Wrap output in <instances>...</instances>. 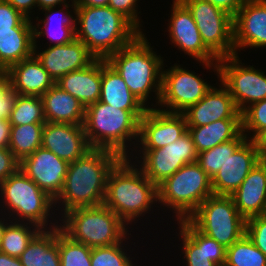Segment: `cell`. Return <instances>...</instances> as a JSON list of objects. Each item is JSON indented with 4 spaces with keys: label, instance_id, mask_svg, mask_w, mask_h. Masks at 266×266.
<instances>
[{
    "label": "cell",
    "instance_id": "cell-40",
    "mask_svg": "<svg viewBox=\"0 0 266 266\" xmlns=\"http://www.w3.org/2000/svg\"><path fill=\"white\" fill-rule=\"evenodd\" d=\"M12 28H34L31 20L16 10L7 0H0V32Z\"/></svg>",
    "mask_w": 266,
    "mask_h": 266
},
{
    "label": "cell",
    "instance_id": "cell-39",
    "mask_svg": "<svg viewBox=\"0 0 266 266\" xmlns=\"http://www.w3.org/2000/svg\"><path fill=\"white\" fill-rule=\"evenodd\" d=\"M266 129V99L255 102L242 112V132H253L250 138L254 140Z\"/></svg>",
    "mask_w": 266,
    "mask_h": 266
},
{
    "label": "cell",
    "instance_id": "cell-36",
    "mask_svg": "<svg viewBox=\"0 0 266 266\" xmlns=\"http://www.w3.org/2000/svg\"><path fill=\"white\" fill-rule=\"evenodd\" d=\"M8 119L11 125L45 123L42 98L22 96L15 93V101Z\"/></svg>",
    "mask_w": 266,
    "mask_h": 266
},
{
    "label": "cell",
    "instance_id": "cell-19",
    "mask_svg": "<svg viewBox=\"0 0 266 266\" xmlns=\"http://www.w3.org/2000/svg\"><path fill=\"white\" fill-rule=\"evenodd\" d=\"M41 146L68 163L78 160L92 149L83 125L54 122H45Z\"/></svg>",
    "mask_w": 266,
    "mask_h": 266
},
{
    "label": "cell",
    "instance_id": "cell-1",
    "mask_svg": "<svg viewBox=\"0 0 266 266\" xmlns=\"http://www.w3.org/2000/svg\"><path fill=\"white\" fill-rule=\"evenodd\" d=\"M122 157L108 149H90L78 160L69 163L61 193L54 200L63 201L64 211L102 205L107 178L111 169Z\"/></svg>",
    "mask_w": 266,
    "mask_h": 266
},
{
    "label": "cell",
    "instance_id": "cell-29",
    "mask_svg": "<svg viewBox=\"0 0 266 266\" xmlns=\"http://www.w3.org/2000/svg\"><path fill=\"white\" fill-rule=\"evenodd\" d=\"M51 225L50 231L42 229L21 253L19 259L23 266H60L57 244V227Z\"/></svg>",
    "mask_w": 266,
    "mask_h": 266
},
{
    "label": "cell",
    "instance_id": "cell-48",
    "mask_svg": "<svg viewBox=\"0 0 266 266\" xmlns=\"http://www.w3.org/2000/svg\"><path fill=\"white\" fill-rule=\"evenodd\" d=\"M11 127L8 118H0V148L9 147Z\"/></svg>",
    "mask_w": 266,
    "mask_h": 266
},
{
    "label": "cell",
    "instance_id": "cell-31",
    "mask_svg": "<svg viewBox=\"0 0 266 266\" xmlns=\"http://www.w3.org/2000/svg\"><path fill=\"white\" fill-rule=\"evenodd\" d=\"M53 9H54V7L43 9L47 13V14L46 13L44 14L46 16V18L42 19V21L40 20L37 23V25H38L37 27L34 25V42H36V39L38 37H41L42 35L43 36L47 35L52 42L55 41V43L53 45H63V44L71 42L75 38V24L76 23H75V18L73 16H71L70 11H67L65 13L66 15L65 14L62 15V13L64 12L63 11L64 8H61L58 11L57 10L54 11ZM48 13H50V14H48ZM59 15H60V17H59ZM53 20L55 21V23L59 22L58 26H57L58 27L57 30L58 29L59 30L56 31L57 33L54 32L55 29L53 27H51V26H53L52 25V22H54ZM39 23L40 24L43 23L44 25L42 27H39V25H40ZM39 28L40 29L42 28V29L38 30ZM51 28H53L54 31Z\"/></svg>",
    "mask_w": 266,
    "mask_h": 266
},
{
    "label": "cell",
    "instance_id": "cell-20",
    "mask_svg": "<svg viewBox=\"0 0 266 266\" xmlns=\"http://www.w3.org/2000/svg\"><path fill=\"white\" fill-rule=\"evenodd\" d=\"M235 55L237 49L266 47V0H245L233 17Z\"/></svg>",
    "mask_w": 266,
    "mask_h": 266
},
{
    "label": "cell",
    "instance_id": "cell-51",
    "mask_svg": "<svg viewBox=\"0 0 266 266\" xmlns=\"http://www.w3.org/2000/svg\"><path fill=\"white\" fill-rule=\"evenodd\" d=\"M0 266H23L19 258L0 252Z\"/></svg>",
    "mask_w": 266,
    "mask_h": 266
},
{
    "label": "cell",
    "instance_id": "cell-33",
    "mask_svg": "<svg viewBox=\"0 0 266 266\" xmlns=\"http://www.w3.org/2000/svg\"><path fill=\"white\" fill-rule=\"evenodd\" d=\"M17 222V223H16ZM7 224L0 245V252L8 254L11 257L19 258L21 253L27 248L31 240L42 230L35 227L31 231V227L16 220Z\"/></svg>",
    "mask_w": 266,
    "mask_h": 266
},
{
    "label": "cell",
    "instance_id": "cell-49",
    "mask_svg": "<svg viewBox=\"0 0 266 266\" xmlns=\"http://www.w3.org/2000/svg\"><path fill=\"white\" fill-rule=\"evenodd\" d=\"M109 0H73L72 8L74 7H104L108 6Z\"/></svg>",
    "mask_w": 266,
    "mask_h": 266
},
{
    "label": "cell",
    "instance_id": "cell-2",
    "mask_svg": "<svg viewBox=\"0 0 266 266\" xmlns=\"http://www.w3.org/2000/svg\"><path fill=\"white\" fill-rule=\"evenodd\" d=\"M73 10L75 23L80 24V27L75 24V38L97 59H107L141 34L126 17L109 6L74 7Z\"/></svg>",
    "mask_w": 266,
    "mask_h": 266
},
{
    "label": "cell",
    "instance_id": "cell-22",
    "mask_svg": "<svg viewBox=\"0 0 266 266\" xmlns=\"http://www.w3.org/2000/svg\"><path fill=\"white\" fill-rule=\"evenodd\" d=\"M11 91L22 96L41 97L55 82L33 54L5 72Z\"/></svg>",
    "mask_w": 266,
    "mask_h": 266
},
{
    "label": "cell",
    "instance_id": "cell-41",
    "mask_svg": "<svg viewBox=\"0 0 266 266\" xmlns=\"http://www.w3.org/2000/svg\"><path fill=\"white\" fill-rule=\"evenodd\" d=\"M246 235L266 255V214L246 220Z\"/></svg>",
    "mask_w": 266,
    "mask_h": 266
},
{
    "label": "cell",
    "instance_id": "cell-14",
    "mask_svg": "<svg viewBox=\"0 0 266 266\" xmlns=\"http://www.w3.org/2000/svg\"><path fill=\"white\" fill-rule=\"evenodd\" d=\"M169 37L175 46L210 68L218 58L205 46L191 11L181 0H174L169 23Z\"/></svg>",
    "mask_w": 266,
    "mask_h": 266
},
{
    "label": "cell",
    "instance_id": "cell-12",
    "mask_svg": "<svg viewBox=\"0 0 266 266\" xmlns=\"http://www.w3.org/2000/svg\"><path fill=\"white\" fill-rule=\"evenodd\" d=\"M212 86L194 72L174 65L162 71L161 95L159 103L170 113H182L188 107L200 101Z\"/></svg>",
    "mask_w": 266,
    "mask_h": 266
},
{
    "label": "cell",
    "instance_id": "cell-52",
    "mask_svg": "<svg viewBox=\"0 0 266 266\" xmlns=\"http://www.w3.org/2000/svg\"><path fill=\"white\" fill-rule=\"evenodd\" d=\"M260 155L266 152V129L263 130L254 140Z\"/></svg>",
    "mask_w": 266,
    "mask_h": 266
},
{
    "label": "cell",
    "instance_id": "cell-17",
    "mask_svg": "<svg viewBox=\"0 0 266 266\" xmlns=\"http://www.w3.org/2000/svg\"><path fill=\"white\" fill-rule=\"evenodd\" d=\"M261 161V155L253 140L246 139L235 152L228 156L223 166L211 179L214 195L230 196Z\"/></svg>",
    "mask_w": 266,
    "mask_h": 266
},
{
    "label": "cell",
    "instance_id": "cell-38",
    "mask_svg": "<svg viewBox=\"0 0 266 266\" xmlns=\"http://www.w3.org/2000/svg\"><path fill=\"white\" fill-rule=\"evenodd\" d=\"M121 243L91 249V266H133Z\"/></svg>",
    "mask_w": 266,
    "mask_h": 266
},
{
    "label": "cell",
    "instance_id": "cell-42",
    "mask_svg": "<svg viewBox=\"0 0 266 266\" xmlns=\"http://www.w3.org/2000/svg\"><path fill=\"white\" fill-rule=\"evenodd\" d=\"M138 0H109L108 6L126 17L141 33L136 5Z\"/></svg>",
    "mask_w": 266,
    "mask_h": 266
},
{
    "label": "cell",
    "instance_id": "cell-47",
    "mask_svg": "<svg viewBox=\"0 0 266 266\" xmlns=\"http://www.w3.org/2000/svg\"><path fill=\"white\" fill-rule=\"evenodd\" d=\"M16 10L20 11L25 17L31 18L30 10L36 8L37 0H7Z\"/></svg>",
    "mask_w": 266,
    "mask_h": 266
},
{
    "label": "cell",
    "instance_id": "cell-10",
    "mask_svg": "<svg viewBox=\"0 0 266 266\" xmlns=\"http://www.w3.org/2000/svg\"><path fill=\"white\" fill-rule=\"evenodd\" d=\"M191 11L205 46L218 58L235 55L233 16L206 0H181Z\"/></svg>",
    "mask_w": 266,
    "mask_h": 266
},
{
    "label": "cell",
    "instance_id": "cell-16",
    "mask_svg": "<svg viewBox=\"0 0 266 266\" xmlns=\"http://www.w3.org/2000/svg\"><path fill=\"white\" fill-rule=\"evenodd\" d=\"M186 131L187 123L182 113H170L148 107L139 120L140 138L136 142L142 145L141 150L158 149L176 141Z\"/></svg>",
    "mask_w": 266,
    "mask_h": 266
},
{
    "label": "cell",
    "instance_id": "cell-34",
    "mask_svg": "<svg viewBox=\"0 0 266 266\" xmlns=\"http://www.w3.org/2000/svg\"><path fill=\"white\" fill-rule=\"evenodd\" d=\"M246 139H248L247 134L242 132L233 140L221 143L207 151L198 153L196 162L212 179L220 170V167L223 166L227 157L232 155Z\"/></svg>",
    "mask_w": 266,
    "mask_h": 266
},
{
    "label": "cell",
    "instance_id": "cell-46",
    "mask_svg": "<svg viewBox=\"0 0 266 266\" xmlns=\"http://www.w3.org/2000/svg\"><path fill=\"white\" fill-rule=\"evenodd\" d=\"M210 2L212 5L226 11L231 16H235L243 5L245 0H206Z\"/></svg>",
    "mask_w": 266,
    "mask_h": 266
},
{
    "label": "cell",
    "instance_id": "cell-28",
    "mask_svg": "<svg viewBox=\"0 0 266 266\" xmlns=\"http://www.w3.org/2000/svg\"><path fill=\"white\" fill-rule=\"evenodd\" d=\"M33 54L34 28H12V31L0 32V70L2 72Z\"/></svg>",
    "mask_w": 266,
    "mask_h": 266
},
{
    "label": "cell",
    "instance_id": "cell-30",
    "mask_svg": "<svg viewBox=\"0 0 266 266\" xmlns=\"http://www.w3.org/2000/svg\"><path fill=\"white\" fill-rule=\"evenodd\" d=\"M179 234L183 240V252L187 266H219L212 262L206 252V235L200 232L188 219L179 220Z\"/></svg>",
    "mask_w": 266,
    "mask_h": 266
},
{
    "label": "cell",
    "instance_id": "cell-32",
    "mask_svg": "<svg viewBox=\"0 0 266 266\" xmlns=\"http://www.w3.org/2000/svg\"><path fill=\"white\" fill-rule=\"evenodd\" d=\"M44 124L12 125L8 148L19 161L41 147Z\"/></svg>",
    "mask_w": 266,
    "mask_h": 266
},
{
    "label": "cell",
    "instance_id": "cell-5",
    "mask_svg": "<svg viewBox=\"0 0 266 266\" xmlns=\"http://www.w3.org/2000/svg\"><path fill=\"white\" fill-rule=\"evenodd\" d=\"M84 131L91 148L127 156V140L139 138V120L128 110L97 101L85 108Z\"/></svg>",
    "mask_w": 266,
    "mask_h": 266
},
{
    "label": "cell",
    "instance_id": "cell-7",
    "mask_svg": "<svg viewBox=\"0 0 266 266\" xmlns=\"http://www.w3.org/2000/svg\"><path fill=\"white\" fill-rule=\"evenodd\" d=\"M158 202L173 209L177 220L188 219L209 196L211 178L197 162L182 166L157 186Z\"/></svg>",
    "mask_w": 266,
    "mask_h": 266
},
{
    "label": "cell",
    "instance_id": "cell-44",
    "mask_svg": "<svg viewBox=\"0 0 266 266\" xmlns=\"http://www.w3.org/2000/svg\"><path fill=\"white\" fill-rule=\"evenodd\" d=\"M20 161L9 148H0V182L7 179L19 169Z\"/></svg>",
    "mask_w": 266,
    "mask_h": 266
},
{
    "label": "cell",
    "instance_id": "cell-6",
    "mask_svg": "<svg viewBox=\"0 0 266 266\" xmlns=\"http://www.w3.org/2000/svg\"><path fill=\"white\" fill-rule=\"evenodd\" d=\"M62 215L61 231L88 247L122 243L127 237L126 223L104 204L72 209Z\"/></svg>",
    "mask_w": 266,
    "mask_h": 266
},
{
    "label": "cell",
    "instance_id": "cell-11",
    "mask_svg": "<svg viewBox=\"0 0 266 266\" xmlns=\"http://www.w3.org/2000/svg\"><path fill=\"white\" fill-rule=\"evenodd\" d=\"M240 64L238 55H233L219 59L213 68L242 113L251 104L266 99V75L253 66Z\"/></svg>",
    "mask_w": 266,
    "mask_h": 266
},
{
    "label": "cell",
    "instance_id": "cell-24",
    "mask_svg": "<svg viewBox=\"0 0 266 266\" xmlns=\"http://www.w3.org/2000/svg\"><path fill=\"white\" fill-rule=\"evenodd\" d=\"M99 101L130 111L140 120L148 109L128 88L119 73L101 59V93Z\"/></svg>",
    "mask_w": 266,
    "mask_h": 266
},
{
    "label": "cell",
    "instance_id": "cell-50",
    "mask_svg": "<svg viewBox=\"0 0 266 266\" xmlns=\"http://www.w3.org/2000/svg\"><path fill=\"white\" fill-rule=\"evenodd\" d=\"M64 3V4H63ZM62 4V6L66 9L69 10V4L66 3V0H37V7H39L40 10L46 9V8H51L54 7L56 8V5Z\"/></svg>",
    "mask_w": 266,
    "mask_h": 266
},
{
    "label": "cell",
    "instance_id": "cell-13",
    "mask_svg": "<svg viewBox=\"0 0 266 266\" xmlns=\"http://www.w3.org/2000/svg\"><path fill=\"white\" fill-rule=\"evenodd\" d=\"M140 164L144 175L156 186L171 177L182 166L197 161L194 142L188 130L179 139L162 148L142 150Z\"/></svg>",
    "mask_w": 266,
    "mask_h": 266
},
{
    "label": "cell",
    "instance_id": "cell-15",
    "mask_svg": "<svg viewBox=\"0 0 266 266\" xmlns=\"http://www.w3.org/2000/svg\"><path fill=\"white\" fill-rule=\"evenodd\" d=\"M69 163L44 147L20 161L19 168L54 200L61 193Z\"/></svg>",
    "mask_w": 266,
    "mask_h": 266
},
{
    "label": "cell",
    "instance_id": "cell-53",
    "mask_svg": "<svg viewBox=\"0 0 266 266\" xmlns=\"http://www.w3.org/2000/svg\"><path fill=\"white\" fill-rule=\"evenodd\" d=\"M4 221H5V219L3 221H2V219L0 220V245H1L2 237H3L4 229H5L6 225L8 224L7 222L5 223Z\"/></svg>",
    "mask_w": 266,
    "mask_h": 266
},
{
    "label": "cell",
    "instance_id": "cell-8",
    "mask_svg": "<svg viewBox=\"0 0 266 266\" xmlns=\"http://www.w3.org/2000/svg\"><path fill=\"white\" fill-rule=\"evenodd\" d=\"M188 220L200 232L225 248H229L246 234V220L236 209L231 196H209Z\"/></svg>",
    "mask_w": 266,
    "mask_h": 266
},
{
    "label": "cell",
    "instance_id": "cell-25",
    "mask_svg": "<svg viewBox=\"0 0 266 266\" xmlns=\"http://www.w3.org/2000/svg\"><path fill=\"white\" fill-rule=\"evenodd\" d=\"M55 84L77 98L85 108L96 103L101 93V59L62 76Z\"/></svg>",
    "mask_w": 266,
    "mask_h": 266
},
{
    "label": "cell",
    "instance_id": "cell-3",
    "mask_svg": "<svg viewBox=\"0 0 266 266\" xmlns=\"http://www.w3.org/2000/svg\"><path fill=\"white\" fill-rule=\"evenodd\" d=\"M122 157L111 169L103 204L128 225L158 201L157 186L144 175L141 168ZM135 166V167H134Z\"/></svg>",
    "mask_w": 266,
    "mask_h": 266
},
{
    "label": "cell",
    "instance_id": "cell-4",
    "mask_svg": "<svg viewBox=\"0 0 266 266\" xmlns=\"http://www.w3.org/2000/svg\"><path fill=\"white\" fill-rule=\"evenodd\" d=\"M153 51L145 35L141 33L132 43L106 59L145 106L150 92H156L158 105L161 95L164 63L162 57Z\"/></svg>",
    "mask_w": 266,
    "mask_h": 266
},
{
    "label": "cell",
    "instance_id": "cell-45",
    "mask_svg": "<svg viewBox=\"0 0 266 266\" xmlns=\"http://www.w3.org/2000/svg\"><path fill=\"white\" fill-rule=\"evenodd\" d=\"M226 250L224 246L219 244L215 239L206 235V252L209 259L219 266H224L226 259Z\"/></svg>",
    "mask_w": 266,
    "mask_h": 266
},
{
    "label": "cell",
    "instance_id": "cell-26",
    "mask_svg": "<svg viewBox=\"0 0 266 266\" xmlns=\"http://www.w3.org/2000/svg\"><path fill=\"white\" fill-rule=\"evenodd\" d=\"M41 98L46 122L84 124L85 107L58 85L54 84Z\"/></svg>",
    "mask_w": 266,
    "mask_h": 266
},
{
    "label": "cell",
    "instance_id": "cell-35",
    "mask_svg": "<svg viewBox=\"0 0 266 266\" xmlns=\"http://www.w3.org/2000/svg\"><path fill=\"white\" fill-rule=\"evenodd\" d=\"M224 266H266V255L245 234L227 248Z\"/></svg>",
    "mask_w": 266,
    "mask_h": 266
},
{
    "label": "cell",
    "instance_id": "cell-23",
    "mask_svg": "<svg viewBox=\"0 0 266 266\" xmlns=\"http://www.w3.org/2000/svg\"><path fill=\"white\" fill-rule=\"evenodd\" d=\"M230 196L245 220L266 214V166L258 162Z\"/></svg>",
    "mask_w": 266,
    "mask_h": 266
},
{
    "label": "cell",
    "instance_id": "cell-21",
    "mask_svg": "<svg viewBox=\"0 0 266 266\" xmlns=\"http://www.w3.org/2000/svg\"><path fill=\"white\" fill-rule=\"evenodd\" d=\"M221 84V89L211 87L200 101L182 112L187 126H204L221 119H242L229 90Z\"/></svg>",
    "mask_w": 266,
    "mask_h": 266
},
{
    "label": "cell",
    "instance_id": "cell-9",
    "mask_svg": "<svg viewBox=\"0 0 266 266\" xmlns=\"http://www.w3.org/2000/svg\"><path fill=\"white\" fill-rule=\"evenodd\" d=\"M0 191L7 209L10 208L12 213H16L22 222L26 220L32 227L46 229L54 199L41 190L20 168L0 182Z\"/></svg>",
    "mask_w": 266,
    "mask_h": 266
},
{
    "label": "cell",
    "instance_id": "cell-18",
    "mask_svg": "<svg viewBox=\"0 0 266 266\" xmlns=\"http://www.w3.org/2000/svg\"><path fill=\"white\" fill-rule=\"evenodd\" d=\"M36 47V42H34V55L54 82L72 71L88 67L97 59L77 38L63 45L51 46L50 44L46 50L38 54H36Z\"/></svg>",
    "mask_w": 266,
    "mask_h": 266
},
{
    "label": "cell",
    "instance_id": "cell-37",
    "mask_svg": "<svg viewBox=\"0 0 266 266\" xmlns=\"http://www.w3.org/2000/svg\"><path fill=\"white\" fill-rule=\"evenodd\" d=\"M57 244L60 266H91V247L78 243L57 227Z\"/></svg>",
    "mask_w": 266,
    "mask_h": 266
},
{
    "label": "cell",
    "instance_id": "cell-54",
    "mask_svg": "<svg viewBox=\"0 0 266 266\" xmlns=\"http://www.w3.org/2000/svg\"><path fill=\"white\" fill-rule=\"evenodd\" d=\"M261 162L266 166V152L261 154Z\"/></svg>",
    "mask_w": 266,
    "mask_h": 266
},
{
    "label": "cell",
    "instance_id": "cell-43",
    "mask_svg": "<svg viewBox=\"0 0 266 266\" xmlns=\"http://www.w3.org/2000/svg\"><path fill=\"white\" fill-rule=\"evenodd\" d=\"M15 101V92L11 91L7 76L0 73V118H9Z\"/></svg>",
    "mask_w": 266,
    "mask_h": 266
},
{
    "label": "cell",
    "instance_id": "cell-27",
    "mask_svg": "<svg viewBox=\"0 0 266 266\" xmlns=\"http://www.w3.org/2000/svg\"><path fill=\"white\" fill-rule=\"evenodd\" d=\"M197 153L237 138L242 133V119H221L204 126H187Z\"/></svg>",
    "mask_w": 266,
    "mask_h": 266
}]
</instances>
